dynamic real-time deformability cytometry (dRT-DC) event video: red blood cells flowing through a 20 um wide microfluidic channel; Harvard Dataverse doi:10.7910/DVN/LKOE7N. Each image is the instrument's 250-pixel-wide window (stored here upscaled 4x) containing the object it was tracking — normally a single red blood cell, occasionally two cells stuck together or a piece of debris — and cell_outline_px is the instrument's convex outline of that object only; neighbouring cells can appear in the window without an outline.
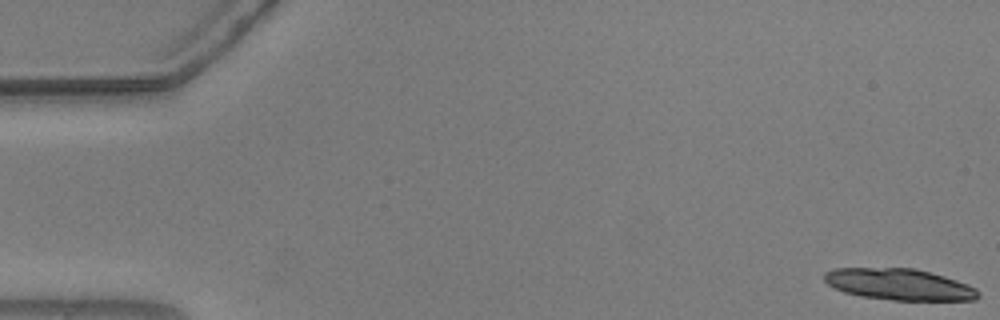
{"species": "common noctule bat (a hibernating species)", "species_latin": "Nyctalus noctula", "temperature_condition": "warm", "stored_images_in_passage": 24, "camera_frame_rate_fps": 3000, "um_per_image_px": 0.085, "animal": {"sex": "male", "body_mass_g": 20.5, "forearm_length_mm": 52.5}, "frame": {"image": 1, "passage_image": 1, "time_ms": 0.0, "image_size_px": [1000, 320], "cell_outline_px": [[980, 296], [976, 300], [892, 300], [860, 296], [844, 292], [828, 284], [824, 280], [824, 272], [836, 268], [916, 268], [944, 276], [968, 284], [976, 288], [980, 292]], "centroid_in_image_um": [76.45, 24.17], "position_along_channel_um": 8.5, "area_um2": 28.21}}
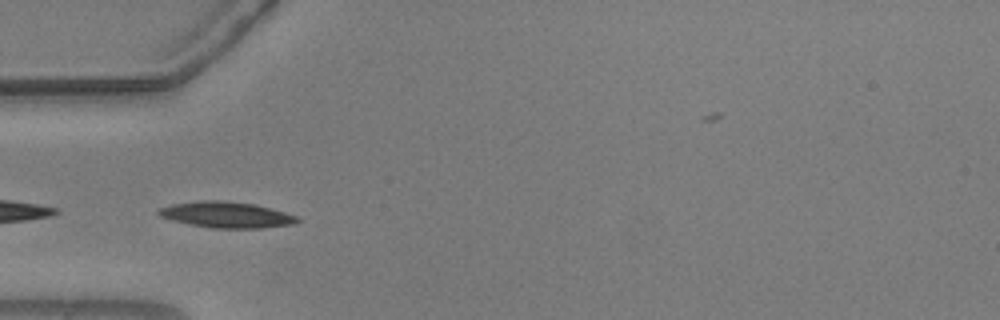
{"frame": {"image": 2, "passage_image": 18, "time_ms": 5.667, "image_size_px": [1000, 320], "cell_outline_px": [[300, 220], [296, 224], [264, 228], [212, 228], [172, 220], [160, 216], [156, 212], [160, 208], [172, 204], [200, 200], [216, 200], [252, 204], [284, 212], [296, 216]], "centroid_in_image_um": [19.25, 18.26], "position_along_channel_um": 65.8, "area_um2": 20.75}}